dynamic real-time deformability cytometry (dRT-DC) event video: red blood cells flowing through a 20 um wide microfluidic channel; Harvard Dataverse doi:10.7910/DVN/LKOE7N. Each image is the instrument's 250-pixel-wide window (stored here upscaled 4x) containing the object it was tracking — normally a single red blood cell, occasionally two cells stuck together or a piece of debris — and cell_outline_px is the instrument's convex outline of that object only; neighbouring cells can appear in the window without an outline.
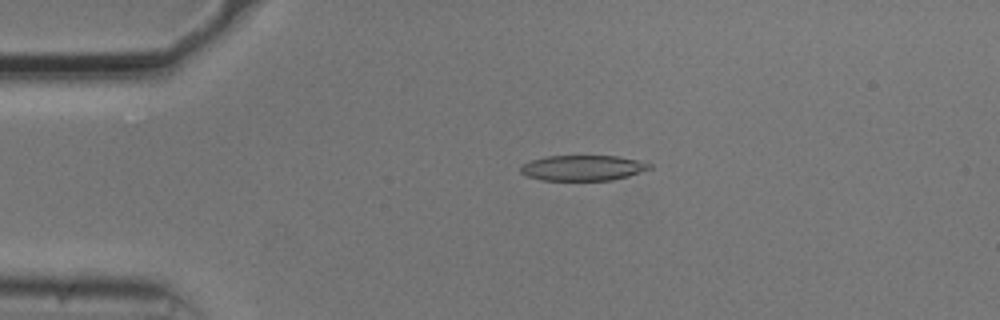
{"species": "common noctule bat (a hibernating species)", "species_latin": "Nyctalus noctula", "temperature_condition": "cold", "stored_images_in_passage": 53, "camera_frame_rate_fps": 3000, "um_per_image_px": 0.085, "animal": {"sex": "male", "body_mass_g": 20.5, "forearm_length_mm": 52.5}, "frame": {"image": 1, "passage_image": 11, "time_ms": 3.333, "image_size_px": [1000, 320], "cell_outline_px": [[652, 168], [628, 176], [612, 180], [540, 180], [528, 176], [520, 172], [520, 168], [524, 164], [532, 160], [548, 156], [616, 156], [636, 160], [652, 164]], "centroid_in_image_um": [49.55, 14.27], "position_along_channel_um": 35.5, "area_um2": 18.9}}
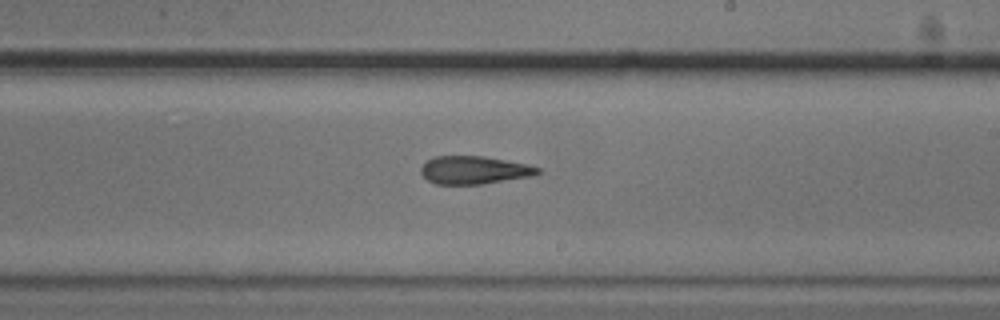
{"frame": {"image": 2, "passage_image": 31, "time_ms": 10.0, "image_size_px": [1000, 320], "cell_outline_px": [[540, 172], [532, 176], [484, 184], [436, 184], [428, 180], [420, 172], [420, 168], [428, 160], [436, 156], [484, 156], [528, 164], [540, 168]], "centroid_in_image_um": [40.32, 14.46], "position_along_channel_um": 248.7, "area_um2": 19.02}}
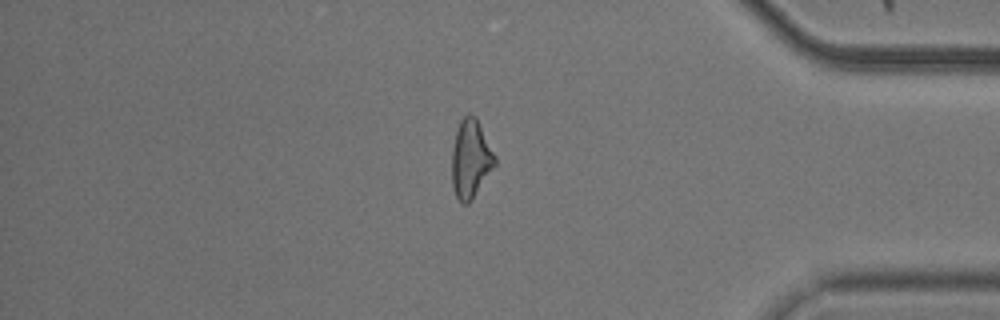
{"frame": {"image": 3, "passage_image": 45, "time_ms": 14.667, "image_size_px": [1000, 320], "cell_outline_px": [[496, 164], [472, 200], [468, 204], [464, 204], [456, 196], [452, 184], [452, 148], [456, 132], [460, 120], [468, 112], [476, 116], [496, 156]], "centroid_in_image_um": [40.01, 13.48], "position_along_channel_um": 395.2, "area_um2": 19.71}, "authors_computed_cell_mechanics": {"area_um2": 19.8254, "velocity_mm_per_s": 3.7389, "shape_relaxation_time_tau1_ms": null, "shape_relaxation_time_tau2_ms": 7.4467, "deformation_change_tau1": null, "deformation_change_tau2": 0.2201}}